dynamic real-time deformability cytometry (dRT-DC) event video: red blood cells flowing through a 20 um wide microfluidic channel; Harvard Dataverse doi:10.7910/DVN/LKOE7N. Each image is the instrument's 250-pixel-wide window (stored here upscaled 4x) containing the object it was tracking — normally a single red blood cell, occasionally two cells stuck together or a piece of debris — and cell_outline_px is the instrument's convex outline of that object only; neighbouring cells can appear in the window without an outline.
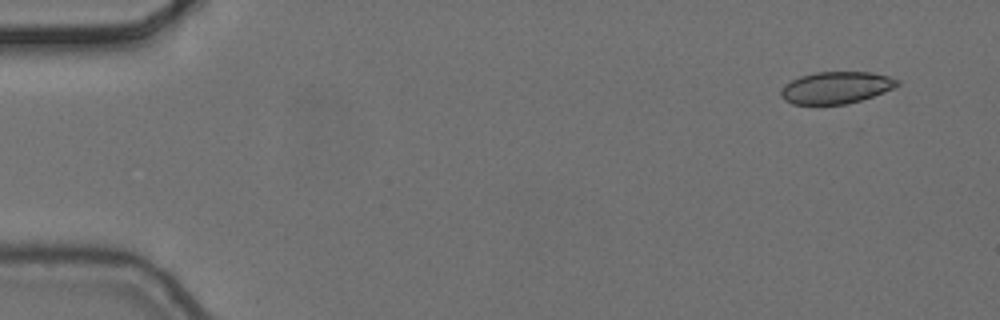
{"species": "common noctule bat (a hibernating species)", "species_latin": "Nyctalus noctula", "temperature_condition": "cold", "stored_images_in_passage": 4, "camera_frame_rate_fps": 3000, "um_per_image_px": 0.085, "animal": {"sex": "female", "body_mass_g": 24.6, "forearm_length_mm": 56.2}, "frame": {"image": 1, "passage_image": 1, "time_ms": 0.0, "image_size_px": [1000, 320], "cell_outline_px": [[900, 84], [884, 92], [848, 104], [792, 104], [784, 100], [780, 96], [780, 88], [784, 84], [800, 76], [816, 72], [872, 72], [888, 76], [900, 80]], "centroid_in_image_um": [71.04, 7.44], "position_along_channel_um": 14.0, "area_um2": 21.73}}
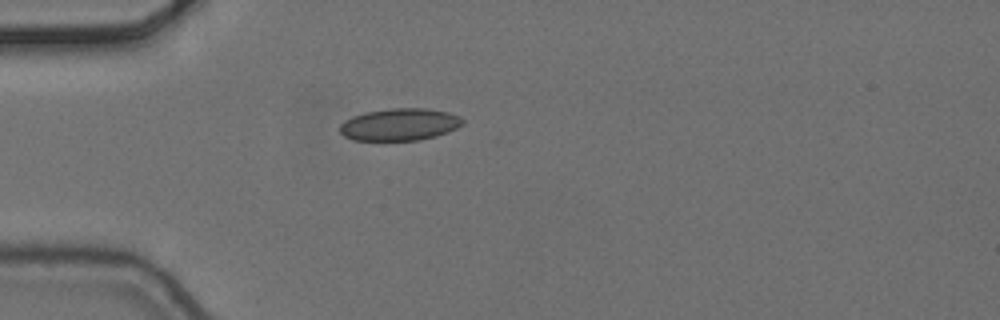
{"frame": {"image": 2, "passage_image": 4, "time_ms": 1.0, "image_size_px": [1000, 320], "cell_outline_px": [[464, 124], [448, 132], [436, 136], [420, 140], [352, 140], [344, 136], [340, 132], [340, 124], [344, 120], [352, 116], [364, 112], [392, 108], [428, 108], [448, 112], [460, 116], [464, 120]], "centroid_in_image_um": [33.98, 10.57], "position_along_channel_um": 51.0, "area_um2": 23.24}}